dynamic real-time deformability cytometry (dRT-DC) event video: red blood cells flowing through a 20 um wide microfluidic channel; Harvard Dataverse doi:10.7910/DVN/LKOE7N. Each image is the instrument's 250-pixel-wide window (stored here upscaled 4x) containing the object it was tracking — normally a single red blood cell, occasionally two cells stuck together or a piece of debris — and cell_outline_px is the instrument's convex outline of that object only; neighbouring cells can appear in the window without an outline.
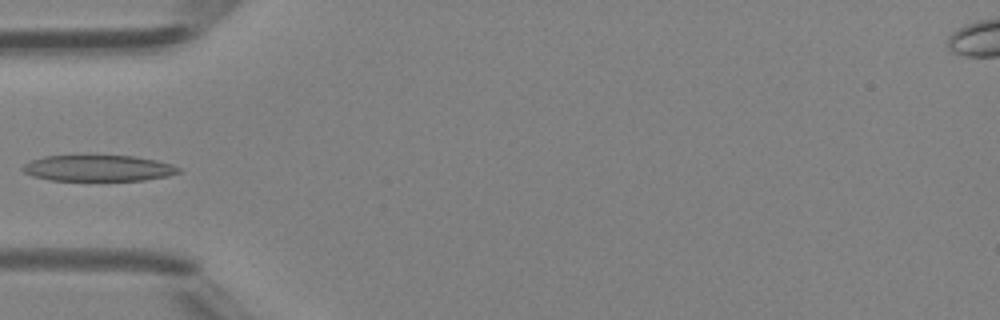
{"species": "Egyptian fruit bat (a non-hibernating species)", "species_latin": "Rousettus aegyptiacus", "temperature_condition": "room temperature", "stored_images_in_passage": 32, "camera_frame_rate_fps": 3000, "um_per_image_px": 0.085, "animal": {"sex": "female"}, "frame": {"image": 1, "passage_image": 1, "time_ms": 0.0, "image_size_px": [1000, 320], "cell_outline_px": [[180, 172], [168, 176], [144, 180], [48, 180], [32, 176], [24, 172], [20, 168], [24, 164], [32, 160], [44, 156], [80, 152], [92, 152], [132, 156], [156, 160], [172, 164], [180, 168]], "centroid_in_image_um": [8.29, 14.23], "position_along_channel_um": 76.7, "area_um2": 25.03}}
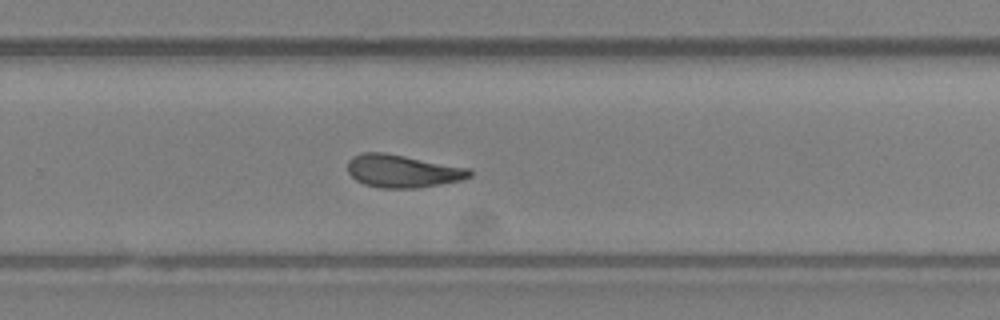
{"frame": {"image": 2, "passage_image": 16, "time_ms": 5.0, "image_size_px": [1000, 320], "cell_outline_px": [[472, 176], [460, 180], [440, 184], [416, 188], [380, 188], [364, 184], [356, 180], [348, 172], [348, 160], [352, 156], [364, 152], [384, 152], [472, 168]], "centroid_in_image_um": [34.23, 14.53], "position_along_channel_um": 295.6, "area_um2": 23.47}}
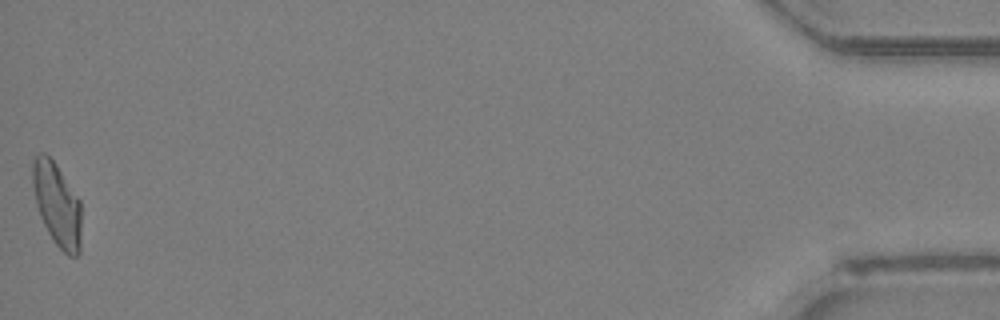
{"frame": {"image": 3, "passage_image": 32, "time_ms": 10.333, "image_size_px": [1000, 320], "cell_outline_px": [[80, 252], [76, 256], [68, 256], [52, 240], [40, 216], [36, 204], [32, 184], [32, 160], [40, 152], [44, 152], [56, 164], [80, 200]], "centroid_in_image_um": [4.83, 17.37], "position_along_channel_um": 430.4, "area_um2": 23.58}}